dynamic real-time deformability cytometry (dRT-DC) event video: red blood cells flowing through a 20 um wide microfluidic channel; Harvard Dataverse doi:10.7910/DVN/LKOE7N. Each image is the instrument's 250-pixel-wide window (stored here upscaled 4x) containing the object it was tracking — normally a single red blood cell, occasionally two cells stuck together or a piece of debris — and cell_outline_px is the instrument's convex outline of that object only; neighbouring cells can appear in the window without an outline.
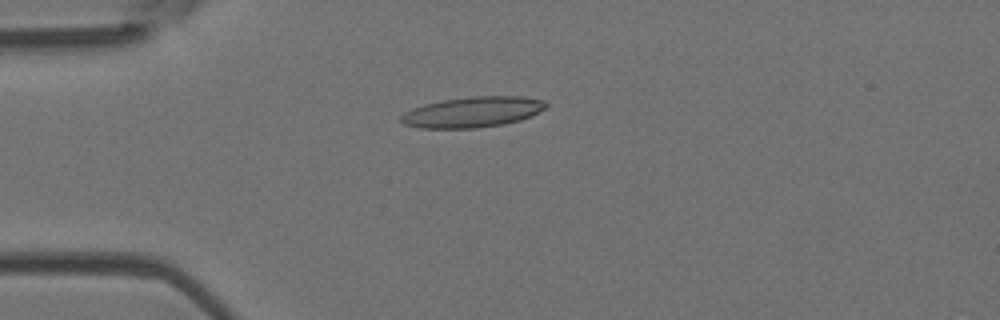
{"species": "Egyptian fruit bat (a non-hibernating species)", "species_latin": "Rousettus aegyptiacus", "temperature_condition": "room temperature", "stored_images_in_passage": 46, "camera_frame_rate_fps": 3000, "um_per_image_px": 0.085, "animal": {"sex": "female"}, "frame": {"image": 1, "passage_image": 8, "time_ms": 2.333, "image_size_px": [1000, 320], "cell_outline_px": [[548, 104], [544, 108], [532, 116], [520, 120], [504, 124], [476, 128], [420, 128], [404, 124], [400, 120], [400, 116], [404, 112], [412, 108], [424, 104], [444, 100], [472, 96], [520, 96], [544, 100]], "centroid_in_image_um": [40.16, 9.52], "position_along_channel_um": 44.8, "area_um2": 25.84}}
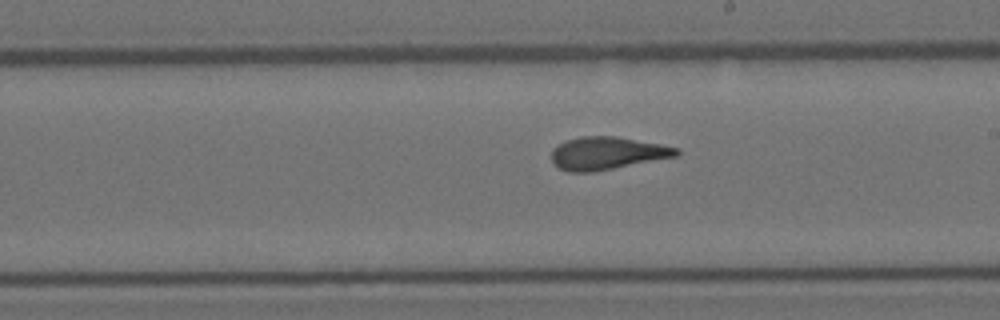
{"frame": {"image": 2, "passage_image": 24, "time_ms": 7.667, "image_size_px": [1000, 320], "cell_outline_px": [[680, 152], [676, 156], [592, 172], [568, 172], [552, 164], [552, 148], [568, 140], [580, 136], [616, 136], [660, 144], [680, 148]], "centroid_in_image_um": [51.58, 13.02], "position_along_channel_um": 237.4, "area_um2": 23.64}}
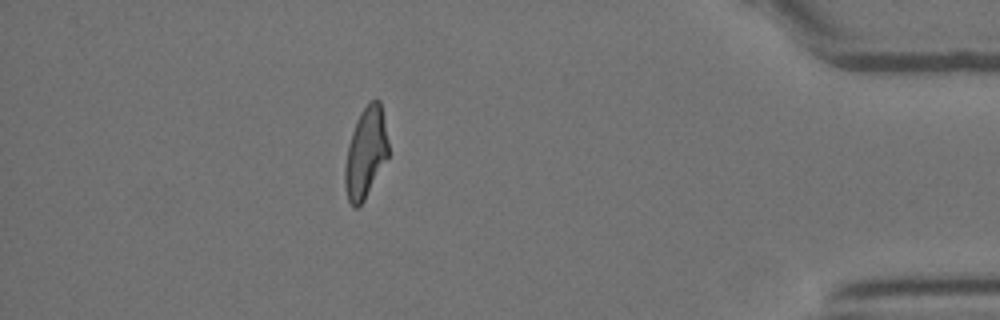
{"frame": {"image": 3, "passage_image": 40, "time_ms": 13.0, "image_size_px": [1000, 320], "cell_outline_px": [[388, 156], [364, 200], [356, 208], [352, 208], [348, 200], [344, 184], [344, 168], [348, 144], [356, 120], [360, 112], [376, 96], [380, 100], [388, 140]], "centroid_in_image_um": [31.07, 12.98], "position_along_channel_um": 404.1, "area_um2": 22.83}, "authors_computed_cell_mechanics": {"area_um2": 23.7847, "velocity_mm_per_s": 3.9638, "shape_relaxation_time_tau1_ms": 6.5005, "shape_relaxation_time_tau2_ms": 1.6434, "deformation_change_tau1": 0.2125, "deformation_change_tau2": 0.1114}}